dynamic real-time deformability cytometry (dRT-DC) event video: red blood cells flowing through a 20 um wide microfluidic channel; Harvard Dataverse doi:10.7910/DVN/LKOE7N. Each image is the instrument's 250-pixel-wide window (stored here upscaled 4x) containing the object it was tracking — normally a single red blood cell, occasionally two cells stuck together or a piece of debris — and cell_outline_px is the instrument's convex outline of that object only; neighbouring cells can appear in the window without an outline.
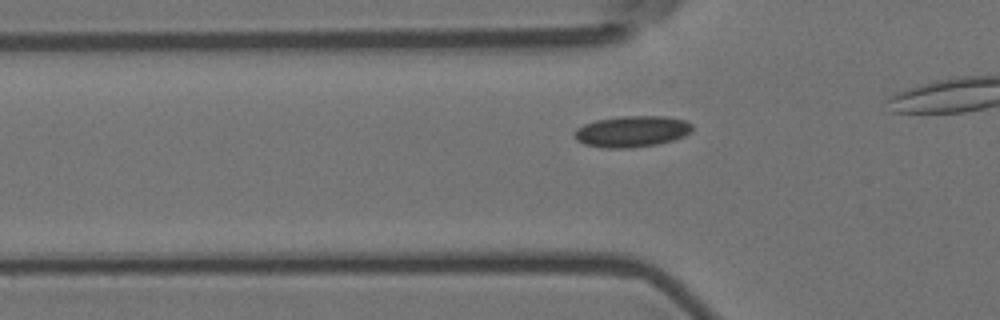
{"species": "Egyptian fruit bat (a non-hibernating species)", "species_latin": "Rousettus aegyptiacus", "temperature_condition": "room temperature", "stored_images_in_passage": 30, "camera_frame_rate_fps": 3000, "um_per_image_px": 0.085, "animal": {"sex": "female"}, "frame": {"image": 1, "passage_image": 3, "time_ms": 0.667, "image_size_px": [1000, 320], "cell_outline_px": [[692, 128], [684, 136], [672, 140], [656, 144], [632, 148], [604, 148], [584, 144], [576, 140], [576, 128], [584, 124], [596, 120], [620, 116], [664, 116], [684, 120], [692, 124]], "centroid_in_image_um": [53.69, 11.17], "position_along_channel_um": 72.1, "area_um2": 21.27}}
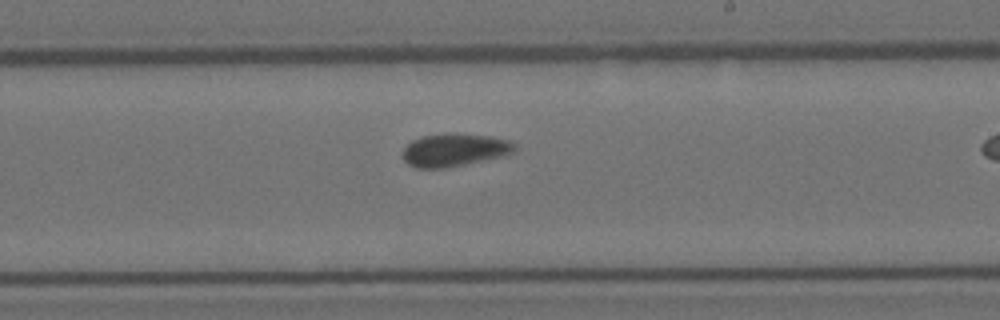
{"frame": {"image": 2, "passage_image": 18, "time_ms": 5.667, "image_size_px": [1000, 320], "cell_outline_px": [[516, 152], [504, 156], [444, 168], [416, 168], [408, 164], [400, 156], [404, 148], [412, 140], [420, 136], [444, 132], [452, 132], [492, 136], [512, 140], [516, 144]], "centroid_in_image_um": [38.64, 12.72], "position_along_channel_um": 250.4, "area_um2": 22.08}}
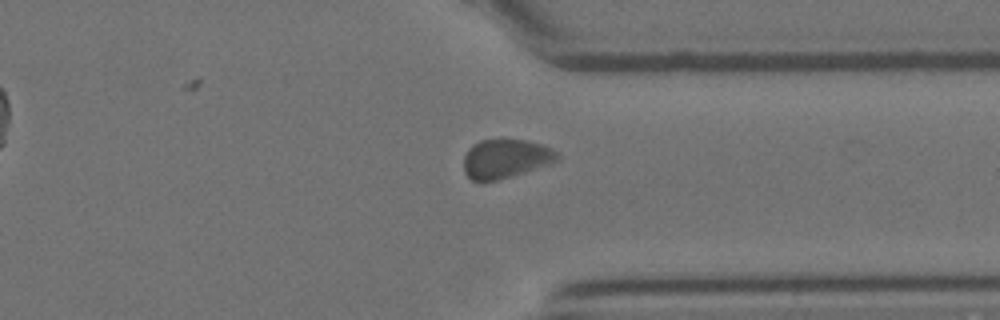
{"frame": {"image": 3, "passage_image": 28, "time_ms": 9.0, "image_size_px": [1000, 320], "cell_outline_px": [[560, 160], [548, 164], [496, 180], [472, 180], [464, 172], [464, 156], [468, 148], [472, 144], [480, 140], [500, 136], [524, 140], [544, 144], [552, 148], [560, 156]], "centroid_in_image_um": [42.96, 13.41], "position_along_channel_um": 368.4, "area_um2": 21.62}}